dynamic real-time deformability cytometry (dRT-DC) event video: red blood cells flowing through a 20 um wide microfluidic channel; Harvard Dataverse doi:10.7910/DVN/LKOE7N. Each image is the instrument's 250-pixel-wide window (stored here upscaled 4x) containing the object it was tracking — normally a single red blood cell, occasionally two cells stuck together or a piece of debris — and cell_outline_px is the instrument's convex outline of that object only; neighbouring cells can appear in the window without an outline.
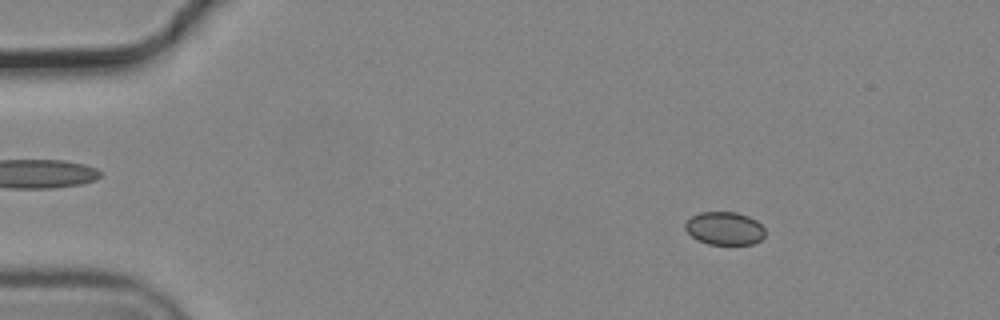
{"species": "common noctule bat (a hibernating species)", "species_latin": "Nyctalus noctula", "temperature_condition": "cold", "stored_images_in_passage": 55, "camera_frame_rate_fps": 3000, "um_per_image_px": 0.085, "animal": {"sex": "male", "body_mass_g": 19.2, "forearm_length_mm": 51.8}, "frame": {"image": 1, "passage_image": 8, "time_ms": 2.333, "image_size_px": [1000, 320], "cell_outline_px": [[764, 236], [760, 240], [752, 244], [708, 244], [696, 240], [684, 228], [684, 224], [692, 216], [700, 212], [736, 212], [748, 216], [756, 220], [764, 228]], "centroid_in_image_um": [61.57, 19.41], "position_along_channel_um": 23.4, "area_um2": 15.37}}
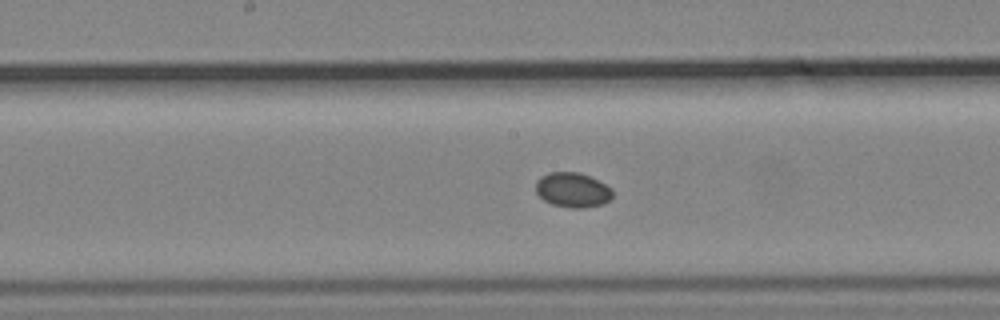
{"frame": {"image": 2, "passage_image": 29, "time_ms": 9.333, "image_size_px": [1000, 320], "cell_outline_px": [[612, 196], [604, 204], [584, 208], [572, 208], [552, 204], [544, 200], [536, 192], [536, 180], [540, 176], [548, 172], [580, 172], [612, 188]], "centroid_in_image_um": [48.65, 16.14], "position_along_channel_um": 199.6, "area_um2": 15.55}}
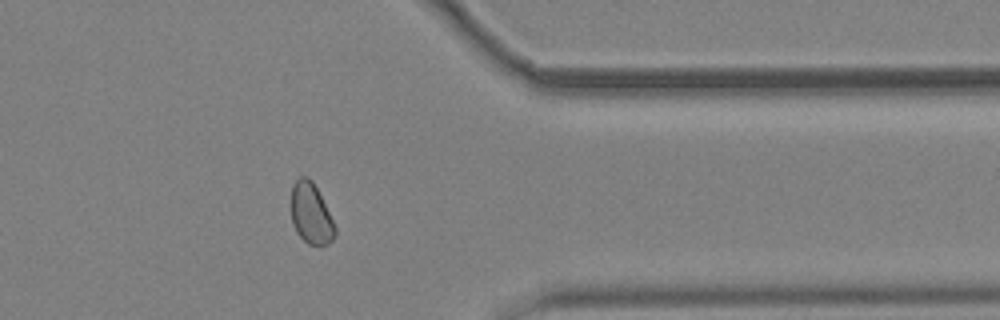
{"frame": {"image": 3, "passage_image": 45, "time_ms": 14.667, "image_size_px": [1000, 320], "cell_outline_px": [[336, 232], [332, 240], [328, 244], [320, 248], [308, 244], [296, 232], [292, 224], [292, 184], [300, 176], [308, 176], [312, 180], [336, 228]], "centroid_in_image_um": [26.43, 18.2], "position_along_channel_um": 385.0, "area_um2": 15.49}}